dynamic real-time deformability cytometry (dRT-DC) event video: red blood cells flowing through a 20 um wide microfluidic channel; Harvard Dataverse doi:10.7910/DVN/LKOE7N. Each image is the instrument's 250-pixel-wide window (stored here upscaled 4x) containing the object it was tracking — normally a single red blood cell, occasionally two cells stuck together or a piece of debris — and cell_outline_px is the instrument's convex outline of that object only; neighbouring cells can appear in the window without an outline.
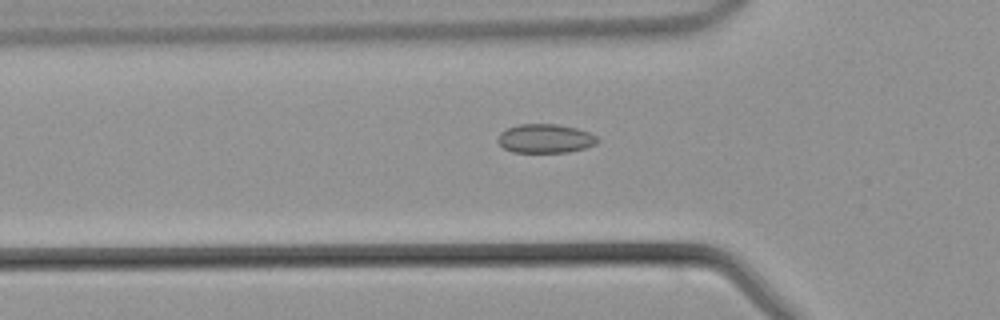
{"species": "common noctule bat (a hibernating species)", "species_latin": "Nyctalus noctula", "temperature_condition": "warm", "stored_images_in_passage": 45, "segment_of_instrument_passage": [1, 2], "camera_frame_rate_fps": 3000, "um_per_image_px": 0.085, "animal": {"sex": "male", "body_mass_g": 21.5, "forearm_length_mm": 52.0}, "frame": {"image": 1, "passage_image": 14, "time_ms": 4.333, "image_size_px": [1000, 320], "cell_outline_px": [[600, 140], [596, 144], [584, 148], [568, 152], [512, 152], [504, 148], [496, 140], [500, 132], [508, 128], [520, 124], [556, 124], [576, 128], [588, 132], [596, 136]], "centroid_in_image_um": [46.34, 11.77], "position_along_channel_um": 79.5, "area_um2": 16.76}}
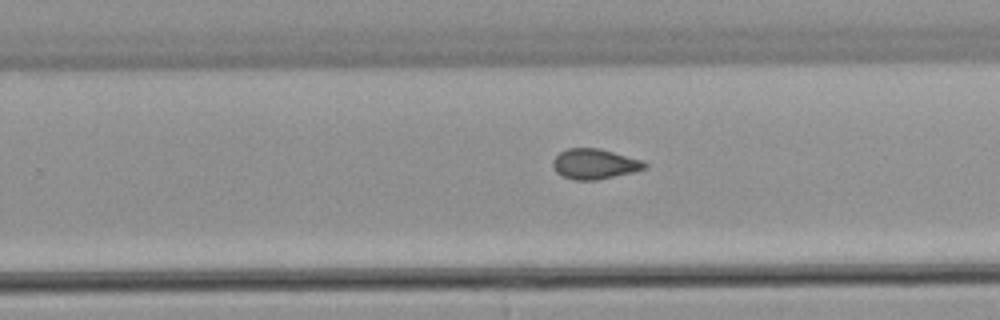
{"frame": {"image": 2, "passage_image": 27, "time_ms": 8.667, "image_size_px": [1000, 320], "cell_outline_px": [[648, 168], [632, 172], [596, 180], [576, 180], [564, 176], [556, 172], [552, 168], [552, 160], [560, 152], [568, 148], [600, 148], [644, 160], [648, 164]], "centroid_in_image_um": [50.56, 13.92], "position_along_channel_um": 279.2, "area_um2": 16.3}}
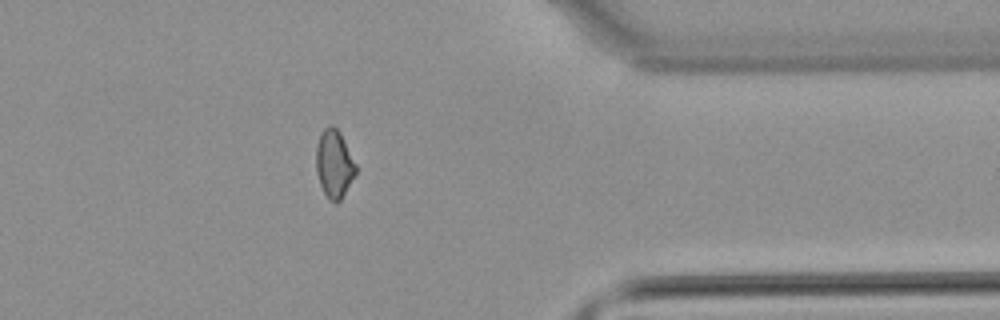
{"frame": {"image": 3, "passage_image": 35, "time_ms": 11.333, "image_size_px": [1000, 320], "cell_outline_px": [[356, 172], [340, 200], [336, 204], [324, 192], [320, 184], [316, 172], [316, 148], [320, 132], [328, 124], [332, 124], [340, 132], [356, 164]], "centroid_in_image_um": [28.38, 13.87], "position_along_channel_um": 383.0, "area_um2": 15.55}}